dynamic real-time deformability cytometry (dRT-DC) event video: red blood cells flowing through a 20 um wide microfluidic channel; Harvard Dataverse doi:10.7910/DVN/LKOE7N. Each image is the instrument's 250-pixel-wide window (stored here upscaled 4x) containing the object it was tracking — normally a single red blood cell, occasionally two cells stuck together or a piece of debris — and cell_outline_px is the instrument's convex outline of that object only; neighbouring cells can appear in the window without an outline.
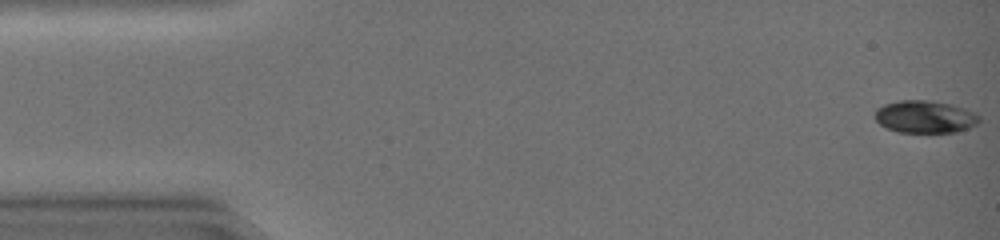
{"species": "common noctule bat (a hibernating species)", "species_latin": "Nyctalus noctula", "temperature_condition": "warm", "stored_images_in_passage": 45, "camera_frame_rate_fps": 3000, "um_per_image_px": 0.085, "animal": {"sex": "female", "body_mass_g": 19.0, "forearm_length_mm": 51.5}, "frame": {"image": 1, "passage_image": 1, "time_ms": 0.0, "image_size_px": [1000, 240], "cell_outline_px": [[980, 120], [976, 124], [968, 128], [952, 132], [900, 132], [888, 128], [880, 124], [876, 120], [876, 108], [884, 104], [900, 100], [928, 100], [952, 104], [964, 108], [980, 116]], "centroid_in_image_um": [78.62, 9.91], "position_along_channel_um": 6.4, "area_um2": 19.54}}
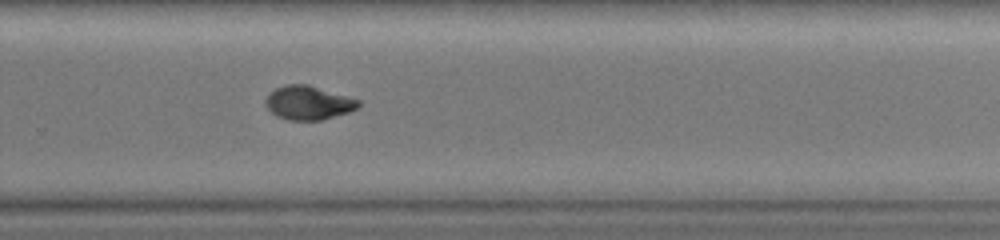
{"frame": {"image": 2, "passage_image": 31, "time_ms": 10.0, "image_size_px": [1000, 240], "cell_outline_px": [[360, 104], [356, 108], [348, 112], [320, 120], [288, 120], [276, 116], [264, 104], [264, 100], [276, 88], [288, 84], [308, 84], [360, 100]], "centroid_in_image_um": [26.19, 8.73], "position_along_channel_um": 303.6, "area_um2": 18.09}}
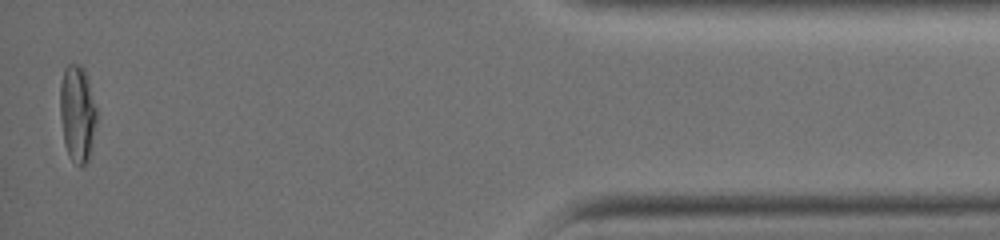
{"frame": {"image": 3, "passage_image": 44, "time_ms": 14.333, "image_size_px": [1000, 240], "cell_outline_px": [[96, 120], [88, 160], [80, 168], [72, 160], [64, 144], [60, 116], [60, 84], [64, 68], [68, 64], [80, 64], [84, 68], [88, 80], [96, 108]], "centroid_in_image_um": [6.55, 9.62], "position_along_channel_um": 428.6, "area_um2": 20.46}, "authors_computed_cell_mechanics": {"area_um2": 19.4786, "velocity_mm_per_s": 4.3524, "shape_relaxation_time_tau1_ms": 5.0123, "shape_relaxation_time_tau2_ms": 5.5795, "deformation_change_tau1": 0.232, "deformation_change_tau2": 0.0483}}